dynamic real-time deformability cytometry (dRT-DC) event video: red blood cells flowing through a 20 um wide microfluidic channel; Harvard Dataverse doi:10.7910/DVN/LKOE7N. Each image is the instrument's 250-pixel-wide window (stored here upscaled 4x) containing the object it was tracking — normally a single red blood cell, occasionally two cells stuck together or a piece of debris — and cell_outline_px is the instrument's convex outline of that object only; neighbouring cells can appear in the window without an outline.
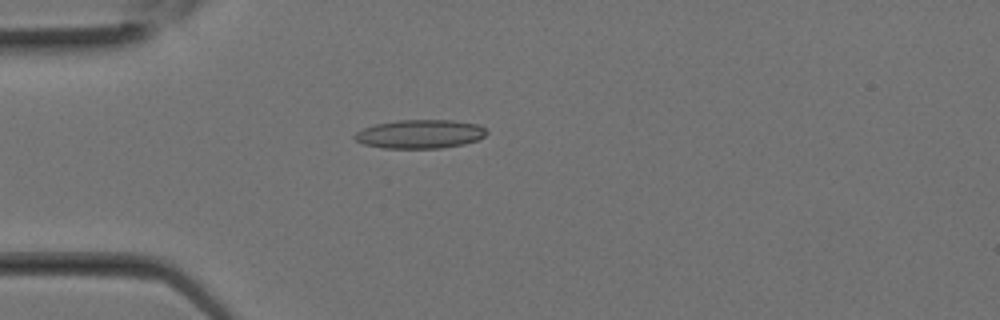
{"species": "Egyptian fruit bat (a non-hibernating species)", "species_latin": "Rousettus aegyptiacus", "temperature_condition": "room temperature", "stored_images_in_passage": 11, "camera_frame_rate_fps": 3000, "um_per_image_px": 0.085, "animal": {"sex": "female"}, "frame": {"image": 1, "passage_image": 7, "time_ms": 2.0, "image_size_px": [1000, 320], "cell_outline_px": [[488, 132], [484, 136], [476, 140], [464, 144], [440, 148], [384, 148], [364, 144], [356, 140], [352, 136], [356, 132], [364, 128], [376, 124], [396, 120], [452, 120], [476, 124], [484, 128]], "centroid_in_image_um": [35.68, 11.39], "position_along_channel_um": 49.3, "area_um2": 21.96}}
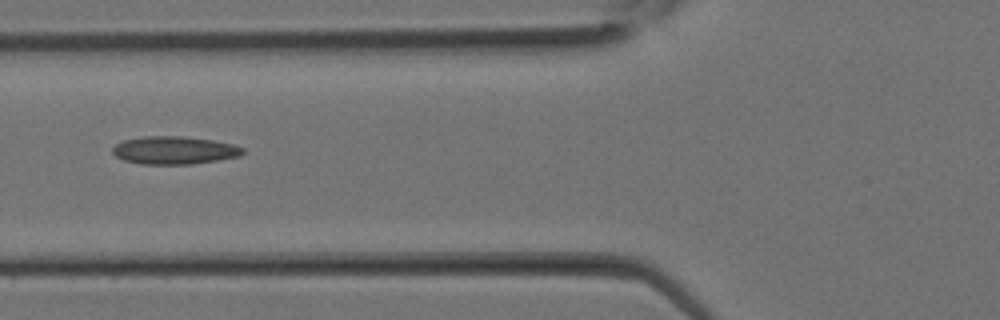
{"frame": {"image": 2, "passage_image": 10, "time_ms": 3.0, "image_size_px": [1000, 320], "cell_outline_px": [[244, 152], [240, 156], [192, 164], [140, 164], [124, 160], [116, 156], [112, 152], [112, 148], [116, 144], [124, 140], [144, 136], [184, 136], [212, 140], [232, 144], [244, 148]], "centroid_in_image_um": [14.8, 12.77], "position_along_channel_um": 111.0, "area_um2": 21.1}}